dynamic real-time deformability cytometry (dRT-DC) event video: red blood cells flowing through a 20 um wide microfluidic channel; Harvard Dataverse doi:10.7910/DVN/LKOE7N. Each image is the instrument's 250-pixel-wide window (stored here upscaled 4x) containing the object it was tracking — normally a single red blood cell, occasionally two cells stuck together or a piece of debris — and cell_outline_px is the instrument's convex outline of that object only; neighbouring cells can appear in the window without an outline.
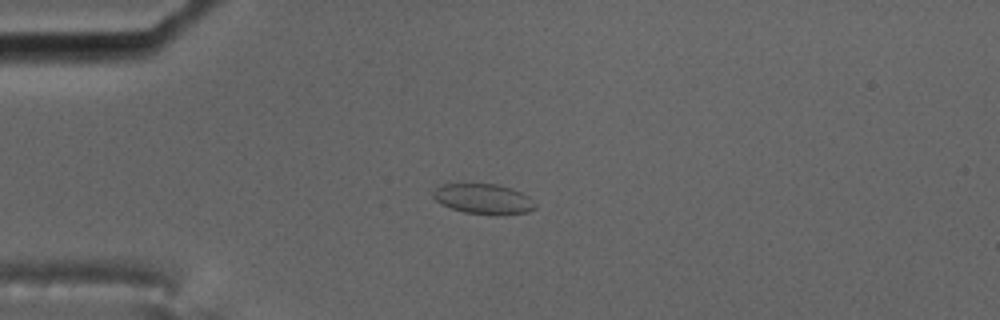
{"species": "common noctule bat (a hibernating species)", "species_latin": "Nyctalus noctula", "temperature_condition": "cold", "stored_images_in_passage": 44, "camera_frame_rate_fps": 3000, "um_per_image_px": 0.085, "animal": {"sex": "male", "body_mass_g": 17.5, "forearm_length_mm": 52.3}, "frame": {"image": 1, "passage_image": 1, "time_ms": 0.0, "image_size_px": [1000, 320], "cell_outline_px": [[536, 208], [528, 212], [496, 216], [464, 212], [440, 204], [432, 196], [432, 192], [436, 188], [444, 184], [496, 184], [512, 188], [528, 196], [536, 204]], "centroid_in_image_um": [41.11, 16.92], "position_along_channel_um": 43.9, "area_um2": 18.09}}
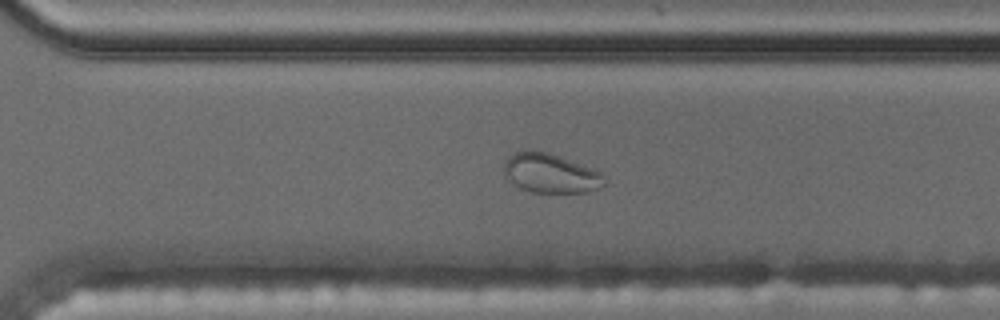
{"frame": {"image": 2, "passage_image": 27, "time_ms": 8.667, "image_size_px": [1000, 320], "cell_outline_px": [[604, 184], [588, 192], [532, 192], [520, 188], [512, 184], [504, 176], [504, 164], [508, 156], [512, 152], [524, 148], [532, 148], [548, 152], [600, 172]], "centroid_in_image_um": [46.66, 14.69], "position_along_channel_um": 323.9, "area_um2": 23.06}}
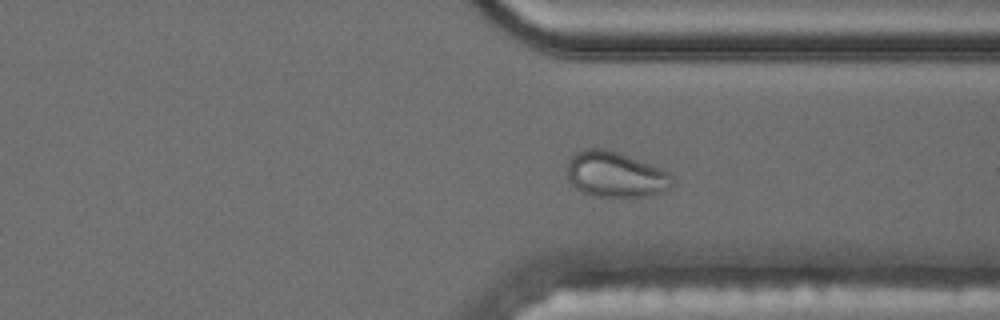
{"frame": {"image": 3, "passage_image": 30, "time_ms": 9.667, "image_size_px": [1000, 320], "cell_outline_px": [[672, 184], [668, 188], [660, 192], [648, 196], [592, 196], [576, 188], [568, 180], [564, 168], [568, 160], [576, 152], [584, 148], [604, 148], [620, 152], [660, 168], [668, 172], [672, 176]], "centroid_in_image_um": [52.25, 14.81], "position_along_channel_um": 359.2, "area_um2": 28.09}}